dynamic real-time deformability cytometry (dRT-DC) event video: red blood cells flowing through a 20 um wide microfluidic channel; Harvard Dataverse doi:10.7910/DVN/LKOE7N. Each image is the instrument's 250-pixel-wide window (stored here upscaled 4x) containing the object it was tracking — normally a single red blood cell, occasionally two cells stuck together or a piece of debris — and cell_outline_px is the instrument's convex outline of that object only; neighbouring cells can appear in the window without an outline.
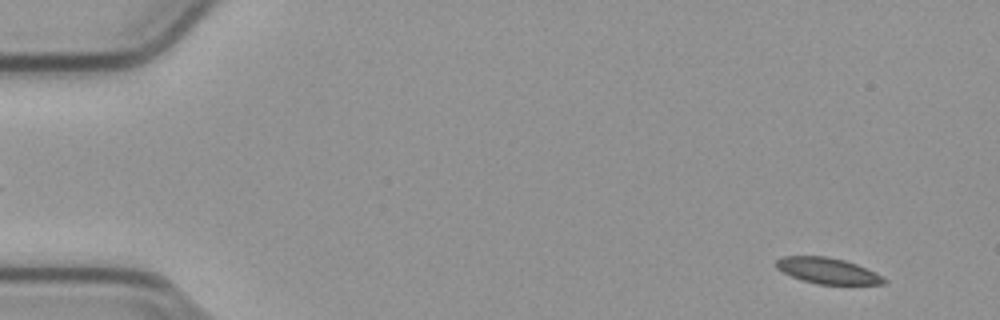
{"species": "common noctule bat (a hibernating species)", "species_latin": "Nyctalus noctula", "temperature_condition": "cold", "stored_images_in_passage": 55, "camera_frame_rate_fps": 3000, "um_per_image_px": 0.085, "animal": {"sex": "male", "body_mass_g": 23.1, "forearm_length_mm": 52.7}, "frame": {"image": 1, "passage_image": 4, "time_ms": 1.0, "image_size_px": [1000, 320], "cell_outline_px": [[888, 280], [884, 284], [816, 284], [792, 276], [776, 268], [776, 260], [784, 256], [824, 256], [844, 260], [856, 264]], "centroid_in_image_um": [70.31, 23.01], "position_along_channel_um": 14.7, "area_um2": 15.9}}
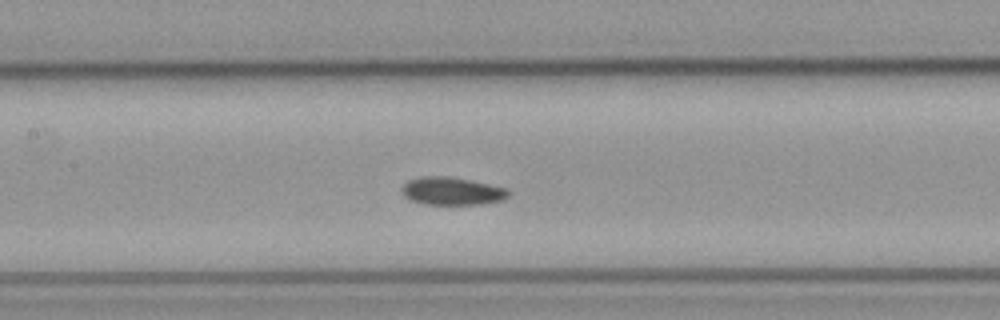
{"frame": {"image": 2, "passage_image": 26, "time_ms": 8.333, "image_size_px": [1000, 320], "cell_outline_px": [[512, 192], [504, 200], [484, 204], [420, 204], [408, 200], [404, 196], [400, 188], [408, 180], [420, 176], [448, 176], [508, 188]], "centroid_in_image_um": [38.4, 16.25], "position_along_channel_um": 169.0, "area_um2": 17.57}}
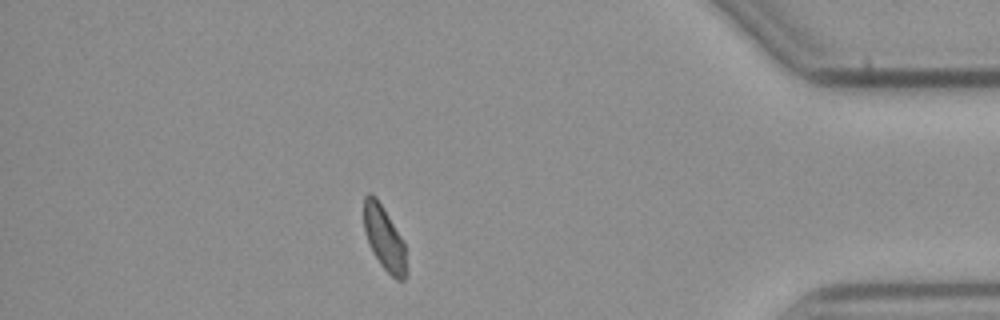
{"frame": {"image": 3, "passage_image": 48, "time_ms": 15.667, "image_size_px": [1000, 320], "cell_outline_px": [[408, 272], [404, 280], [396, 280], [380, 264], [372, 252], [368, 244], [364, 232], [364, 196], [368, 192], [376, 196], [400, 236], [404, 244]], "centroid_in_image_um": [32.65, 20.28], "position_along_channel_um": 402.5, "area_um2": 15.9}, "authors_computed_cell_mechanics": {"area_um2": 16.9932, "velocity_mm_per_s": 3.7658, "shape_relaxation_time_tau1_ms": 2.9243, "shape_relaxation_time_tau2_ms": 2.934, "deformation_change_tau1": 0.0701, "deformation_change_tau2": 0.0682}}